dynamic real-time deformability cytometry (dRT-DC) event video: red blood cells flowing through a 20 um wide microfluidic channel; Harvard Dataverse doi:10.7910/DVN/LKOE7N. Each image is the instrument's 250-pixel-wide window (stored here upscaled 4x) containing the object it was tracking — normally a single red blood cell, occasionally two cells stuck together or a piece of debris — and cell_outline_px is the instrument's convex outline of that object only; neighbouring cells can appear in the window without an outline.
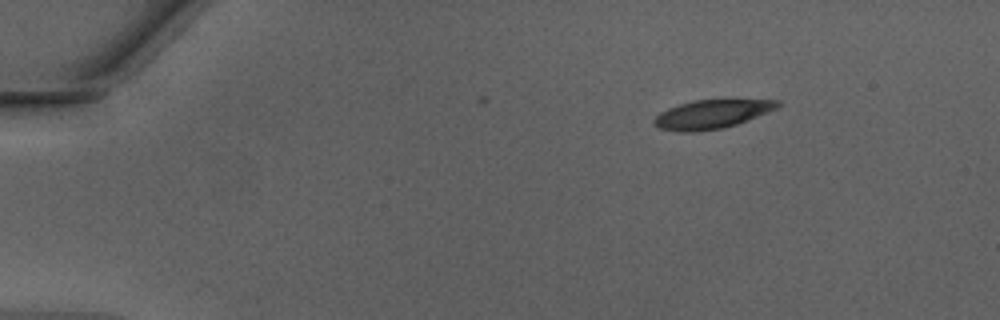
{"species": "Egyptian fruit bat (a non-hibernating species)", "species_latin": "Rousettus aegyptiacus", "temperature_condition": "warm", "stored_images_in_passage": 5, "camera_frame_rate_fps": 3000, "um_per_image_px": 0.085, "animal": {"sex": "male"}, "frame": {"image": 1, "passage_image": 1, "time_ms": 0.0, "image_size_px": [1000, 320], "cell_outline_px": [[784, 104], [776, 108], [736, 124], [720, 128], [692, 132], [680, 132], [660, 128], [652, 120], [660, 112], [668, 108], [692, 100], [780, 100]], "centroid_in_image_um": [60.48, 9.7], "position_along_channel_um": 24.5, "area_um2": 20.29}}